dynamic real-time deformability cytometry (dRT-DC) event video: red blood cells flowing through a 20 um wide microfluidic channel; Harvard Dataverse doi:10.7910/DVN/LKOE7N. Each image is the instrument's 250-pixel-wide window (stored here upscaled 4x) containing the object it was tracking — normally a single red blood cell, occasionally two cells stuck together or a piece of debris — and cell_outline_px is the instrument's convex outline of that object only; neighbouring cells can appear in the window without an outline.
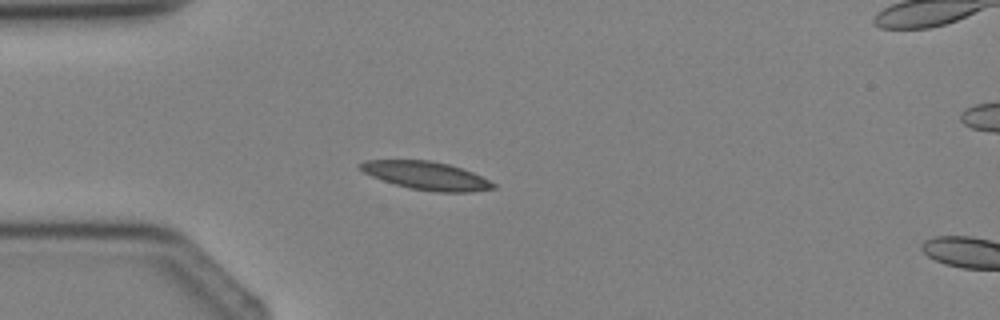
{"species": "Egyptian fruit bat (a non-hibernating species)", "species_latin": "Rousettus aegyptiacus", "temperature_condition": "cold", "stored_images_in_passage": 4, "camera_frame_rate_fps": 3000, "um_per_image_px": 0.085, "animal": {"sex": "female"}, "frame": {"image": 1, "passage_image": 3, "time_ms": 2.667, "image_size_px": [1000, 320], "cell_outline_px": [[496, 188], [468, 192], [436, 192], [412, 188], [396, 184], [372, 176], [364, 172], [356, 164], [364, 160], [428, 160], [448, 164], [472, 172], [496, 184]], "centroid_in_image_um": [36.23, 14.92], "position_along_channel_um": 48.8, "area_um2": 21.5}}